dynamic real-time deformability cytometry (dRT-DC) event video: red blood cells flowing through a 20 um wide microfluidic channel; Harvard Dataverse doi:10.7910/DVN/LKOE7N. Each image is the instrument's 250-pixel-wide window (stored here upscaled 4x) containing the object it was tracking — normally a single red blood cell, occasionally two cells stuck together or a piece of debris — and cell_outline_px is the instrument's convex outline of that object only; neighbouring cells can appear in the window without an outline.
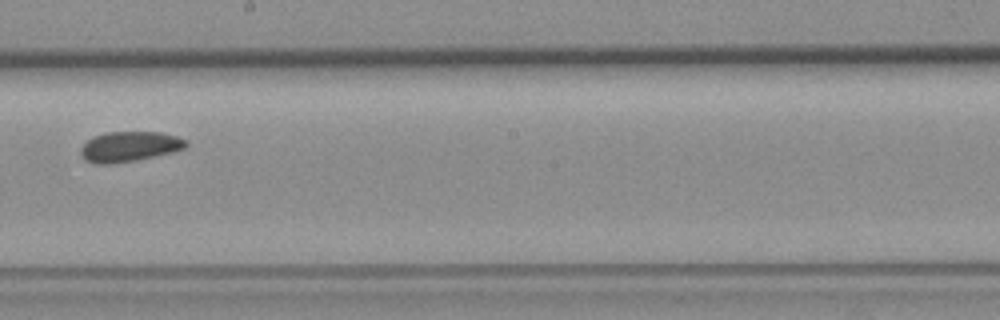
{"species": "common noctule bat (a hibernating species)", "species_latin": "Nyctalus noctula", "temperature_condition": "room temperature", "stored_images_in_passage": 7, "camera_frame_rate_fps": 3000, "um_per_image_px": 0.085, "animal": {"sex": "female", "body_mass_g": 19.3, "forearm_length_mm": 54.1}, "frame": {"image": 1, "passage_image": 7, "time_ms": 6.667, "image_size_px": [1000, 320], "cell_outline_px": [[188, 144], [184, 148], [172, 152], [136, 160], [116, 164], [96, 164], [84, 160], [80, 152], [80, 148], [92, 136], [108, 132], [160, 132], [176, 136], [188, 140]], "centroid_in_image_um": [10.98, 12.46], "position_along_channel_um": 237.2, "area_um2": 18.61}}